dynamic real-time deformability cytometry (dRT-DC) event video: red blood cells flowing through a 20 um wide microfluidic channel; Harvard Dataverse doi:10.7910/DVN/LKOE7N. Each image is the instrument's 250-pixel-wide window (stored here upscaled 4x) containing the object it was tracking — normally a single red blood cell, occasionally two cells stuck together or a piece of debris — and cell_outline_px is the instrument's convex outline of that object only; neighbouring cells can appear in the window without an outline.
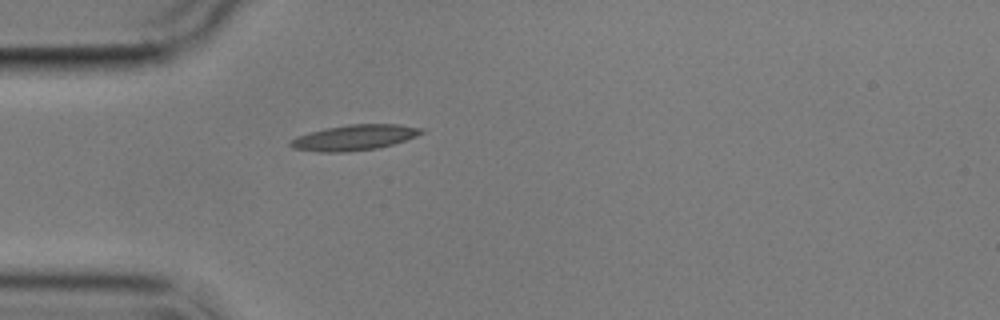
{"species": "common noctule bat (a hibernating species)", "species_latin": "Nyctalus noctula", "temperature_condition": "cold", "stored_images_in_passage": 1, "camera_frame_rate_fps": 3000, "um_per_image_px": 0.085, "animal": {"sex": "male", "body_mass_g": 17.9}, "frame": {"image": 1, "passage_image": 1, "time_ms": 0.0, "image_size_px": [1000, 320], "cell_outline_px": [[424, 132], [416, 136], [392, 144], [376, 148], [348, 152], [316, 152], [292, 148], [288, 144], [288, 140], [296, 136], [308, 132], [324, 128], [348, 124], [400, 124], [424, 128]], "centroid_in_image_um": [30.05, 11.68], "position_along_channel_um": 54.9, "area_um2": 19.71}}